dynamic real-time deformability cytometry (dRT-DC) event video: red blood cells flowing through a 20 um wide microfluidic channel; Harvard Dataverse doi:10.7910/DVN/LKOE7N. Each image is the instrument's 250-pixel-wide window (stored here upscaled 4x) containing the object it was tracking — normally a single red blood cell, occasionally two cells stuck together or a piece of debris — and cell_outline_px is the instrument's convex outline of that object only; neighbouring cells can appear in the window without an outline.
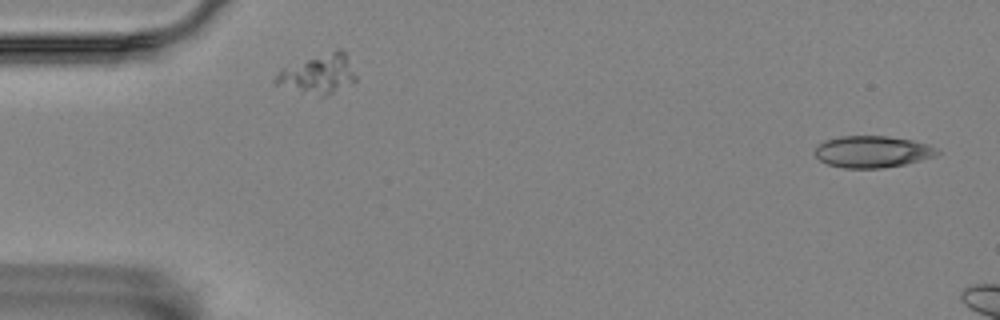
{"species": "Egyptian fruit bat (a non-hibernating species)", "species_latin": "Rousettus aegyptiacus", "temperature_condition": "room temperature", "stored_images_in_passage": 6, "camera_frame_rate_fps": 3000, "um_per_image_px": 0.085, "animal": {"sex": "female"}, "frame": {"image": 1, "passage_image": 1, "time_ms": 0.0, "image_size_px": [1000, 320], "cell_outline_px": [[944, 152], [920, 160], [904, 164], [884, 168], [844, 168], [828, 164], [820, 160], [812, 152], [824, 140], [840, 136], [888, 136], [912, 140], [928, 144]], "centroid_in_image_um": [74.15, 12.89], "position_along_channel_um": 10.9, "area_um2": 22.66}}